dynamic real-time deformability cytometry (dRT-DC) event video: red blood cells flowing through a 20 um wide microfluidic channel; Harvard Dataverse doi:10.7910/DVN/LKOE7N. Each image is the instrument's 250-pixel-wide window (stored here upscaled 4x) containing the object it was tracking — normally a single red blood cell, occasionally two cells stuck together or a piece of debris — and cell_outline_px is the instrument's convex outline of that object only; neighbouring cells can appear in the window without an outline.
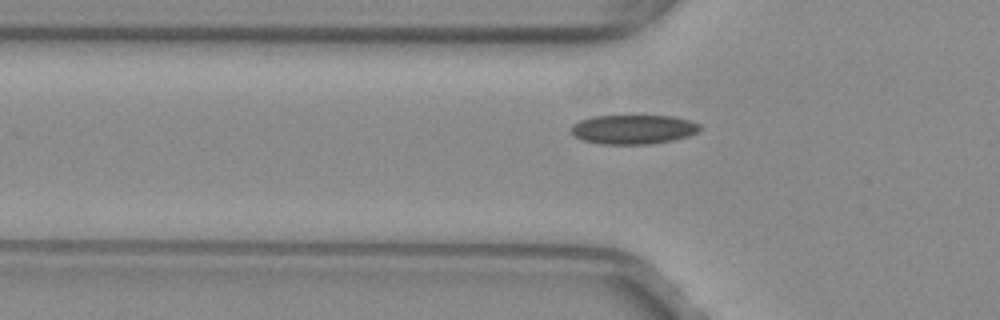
{"species": "common noctule bat (a hibernating species)", "species_latin": "Nyctalus noctula", "temperature_condition": "warm", "stored_images_in_passage": 37, "camera_frame_rate_fps": 3000, "um_per_image_px": 0.085, "animal": {"sex": "female", "body_mass_g": 29.2, "forearm_length_mm": 56.3}, "frame": {"image": 1, "passage_image": 7, "time_ms": 2.0, "image_size_px": [1000, 320], "cell_outline_px": [[700, 128], [696, 132], [688, 136], [672, 140], [652, 144], [600, 144], [584, 140], [576, 136], [572, 132], [572, 124], [580, 120], [592, 116], [676, 116], [700, 124]], "centroid_in_image_um": [53.84, 10.99], "position_along_channel_um": 72.0, "area_um2": 21.85}}
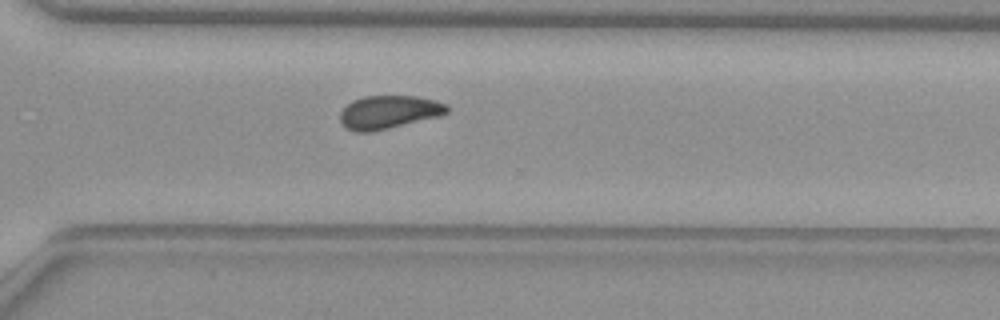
{"frame": {"image": 2, "passage_image": 27, "time_ms": 8.667, "image_size_px": [1000, 320], "cell_outline_px": [[448, 112], [440, 116], [372, 132], [356, 132], [344, 128], [340, 120], [340, 112], [352, 100], [364, 96], [416, 96], [436, 100], [444, 104], [448, 108]], "centroid_in_image_um": [33.02, 9.54], "position_along_channel_um": 337.6, "area_um2": 20.75}}
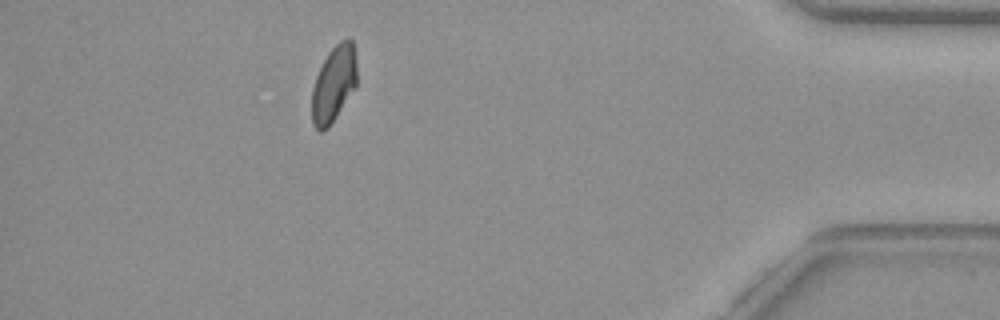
{"frame": {"image": 3, "passage_image": 36, "time_ms": 11.667, "image_size_px": [1000, 320], "cell_outline_px": [[356, 88], [328, 128], [320, 132], [312, 124], [312, 88], [316, 76], [328, 52], [340, 40], [348, 36], [352, 40], [356, 52]], "centroid_in_image_um": [28.39, 7.11], "position_along_channel_um": 406.8, "area_um2": 20.23}}